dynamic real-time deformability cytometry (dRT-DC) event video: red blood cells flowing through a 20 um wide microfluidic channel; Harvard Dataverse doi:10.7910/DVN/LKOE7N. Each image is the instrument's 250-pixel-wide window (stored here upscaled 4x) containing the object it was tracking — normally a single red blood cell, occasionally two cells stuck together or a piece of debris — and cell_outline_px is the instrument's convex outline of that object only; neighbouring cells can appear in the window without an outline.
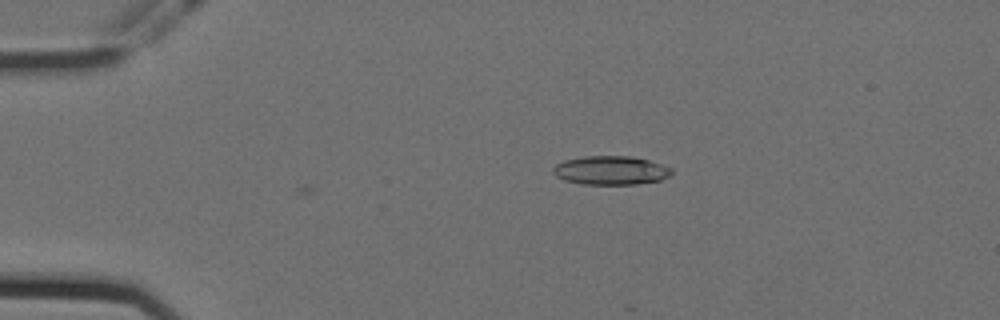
{"species": "Egyptian fruit bat (a non-hibernating species)", "species_latin": "Rousettus aegyptiacus", "temperature_condition": "cold", "stored_images_in_passage": 23, "camera_frame_rate_fps": 3000, "um_per_image_px": 0.085, "animal": {"sex": "female"}, "frame": {"image": 1, "passage_image": 23, "time_ms": 7.333, "image_size_px": [1000, 320], "cell_outline_px": [[672, 172], [668, 176], [660, 180], [636, 184], [580, 184], [564, 180], [556, 176], [552, 172], [552, 168], [556, 164], [564, 160], [584, 156], [628, 156], [648, 160], [672, 168]], "centroid_in_image_um": [51.87, 14.48], "position_along_channel_um": 33.1, "area_um2": 19.83}}